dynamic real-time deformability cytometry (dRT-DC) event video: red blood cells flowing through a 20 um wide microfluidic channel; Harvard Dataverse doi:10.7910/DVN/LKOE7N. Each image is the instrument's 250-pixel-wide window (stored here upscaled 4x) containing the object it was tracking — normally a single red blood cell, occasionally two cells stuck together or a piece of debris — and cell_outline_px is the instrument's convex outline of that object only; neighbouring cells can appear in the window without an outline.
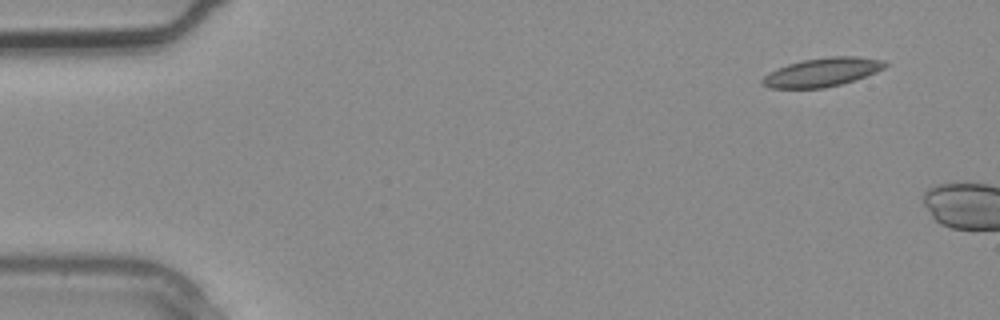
{"species": "common noctule bat (a hibernating species)", "species_latin": "Nyctalus noctula", "temperature_condition": "warm", "stored_images_in_passage": 2, "camera_frame_rate_fps": 3000, "um_per_image_px": 0.085, "animal": {"sex": "male", "body_mass_g": 20.4}, "frame": {"image": 1, "passage_image": 1, "time_ms": 0.0, "image_size_px": [1000, 320], "cell_outline_px": [[888, 64], [884, 68], [876, 72], [840, 84], [824, 88], [768, 88], [760, 84], [760, 80], [764, 76], [776, 68], [788, 64], [804, 60], [832, 56], [856, 56], [884, 60]], "centroid_in_image_um": [69.85, 6.14], "position_along_channel_um": 15.2, "area_um2": 20.4}}